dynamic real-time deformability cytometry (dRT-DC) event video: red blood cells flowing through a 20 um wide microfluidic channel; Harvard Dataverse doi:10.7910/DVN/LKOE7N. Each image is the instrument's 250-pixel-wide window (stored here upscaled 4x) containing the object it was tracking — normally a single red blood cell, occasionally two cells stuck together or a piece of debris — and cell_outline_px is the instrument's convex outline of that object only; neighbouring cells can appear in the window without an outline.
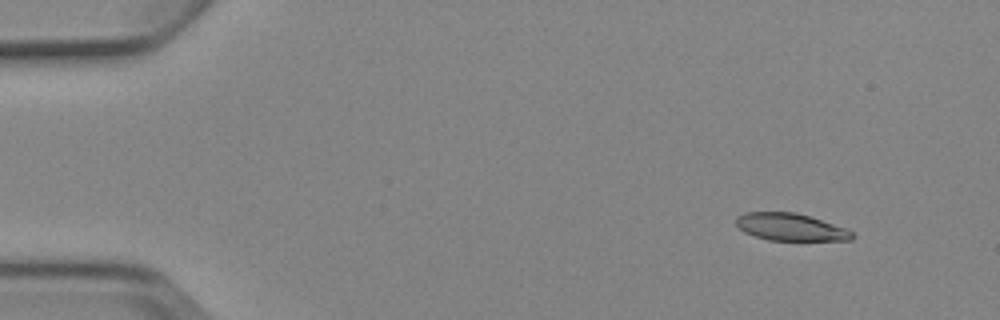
{"species": "Egyptian fruit bat (a non-hibernating species)", "species_latin": "Rousettus aegyptiacus", "temperature_condition": "cold", "stored_images_in_passage": 5, "camera_frame_rate_fps": 3000, "um_per_image_px": 0.085, "animal": {"sex": "female"}, "frame": {"image": 1, "passage_image": 2, "time_ms": 1.0, "image_size_px": [1000, 320], "cell_outline_px": [[856, 236], [852, 240], [768, 240], [744, 232], [736, 224], [736, 216], [744, 212], [796, 212], [844, 228], [852, 232]], "centroid_in_image_um": [67.16, 19.3], "position_along_channel_um": 17.8, "area_um2": 18.26}}
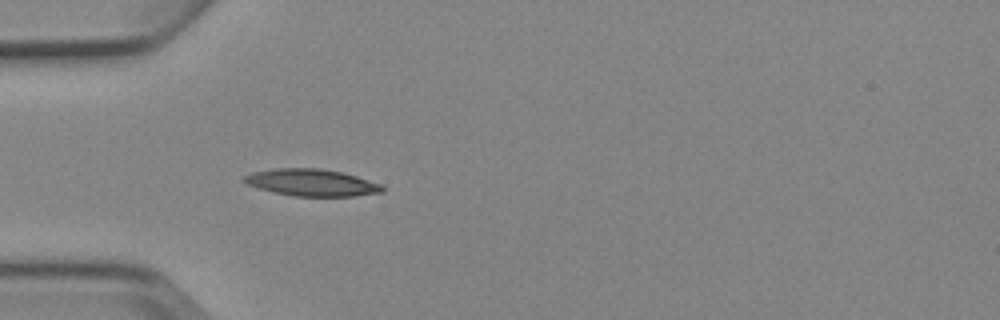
{"frame": {"image": 2, "passage_image": 5, "time_ms": 4.667, "image_size_px": [1000, 320], "cell_outline_px": [[384, 192], [356, 196], [296, 196], [272, 192], [248, 184], [240, 180], [244, 176], [252, 172], [276, 168], [320, 168], [340, 172], [356, 176], [380, 184], [384, 188]], "centroid_in_image_um": [26.48, 15.52], "position_along_channel_um": 58.5, "area_um2": 21.62}}